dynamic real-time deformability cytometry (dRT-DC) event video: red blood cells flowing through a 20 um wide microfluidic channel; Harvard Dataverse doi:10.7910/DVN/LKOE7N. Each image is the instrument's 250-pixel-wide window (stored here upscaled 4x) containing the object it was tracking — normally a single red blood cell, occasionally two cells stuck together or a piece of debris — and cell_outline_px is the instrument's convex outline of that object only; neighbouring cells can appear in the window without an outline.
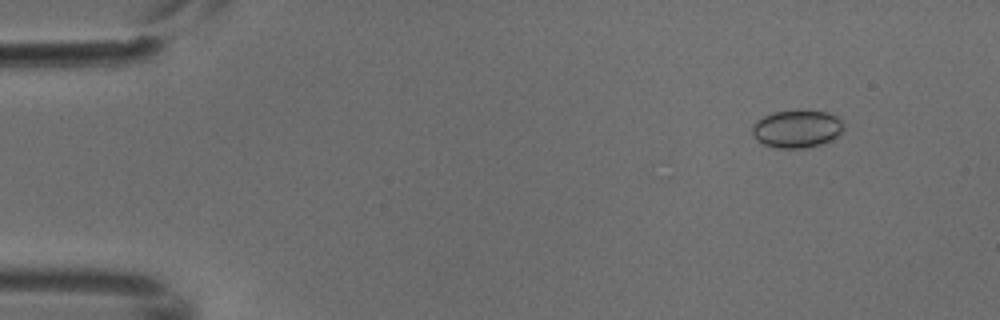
{"species": "common noctule bat (a hibernating species)", "species_latin": "Nyctalus noctula", "temperature_condition": "cold", "stored_images_in_passage": 6, "camera_frame_rate_fps": 3000, "um_per_image_px": 0.085, "animal": {"sex": "male", "body_mass_g": 18.8}, "frame": {"image": 1, "passage_image": 2, "time_ms": 0.333, "image_size_px": [1000, 320], "cell_outline_px": [[844, 128], [832, 140], [824, 144], [808, 148], [772, 148], [756, 140], [752, 132], [752, 124], [756, 120], [772, 112], [828, 112], [836, 116], [844, 124]], "centroid_in_image_um": [67.72, 10.99], "position_along_channel_um": 17.3, "area_um2": 20.0}}
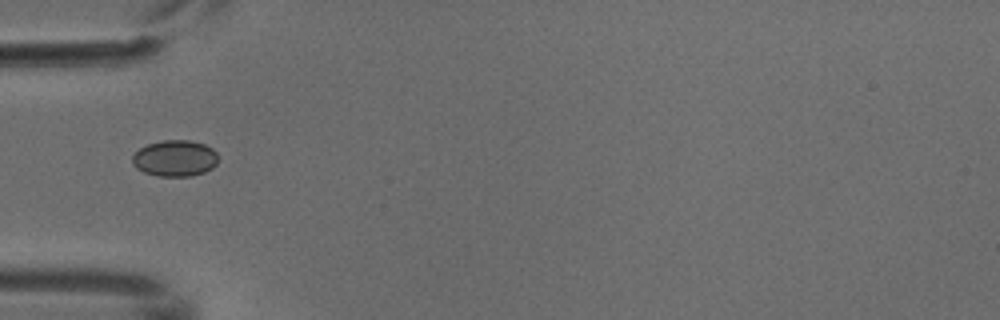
{"frame": {"image": 2, "passage_image": 5, "time_ms": 1.333, "image_size_px": [1000, 320], "cell_outline_px": [[216, 164], [212, 168], [204, 172], [192, 176], [156, 176], [144, 172], [136, 168], [132, 164], [132, 156], [140, 148], [148, 144], [164, 140], [188, 140], [204, 144], [212, 148], [216, 152]], "centroid_in_image_um": [14.85, 13.46], "position_along_channel_um": 70.2, "area_um2": 18.09}}
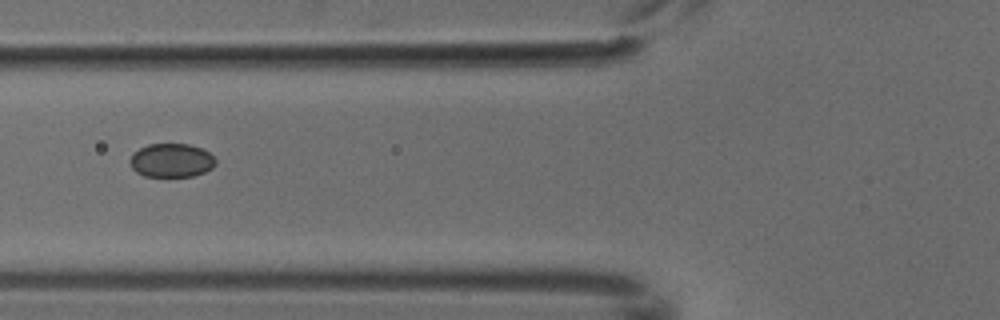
{"frame": {"image": 3, "passage_image": 6, "time_ms": 1.667, "image_size_px": [1000, 320], "cell_outline_px": [[216, 164], [212, 168], [204, 172], [192, 176], [144, 176], [136, 172], [132, 168], [128, 160], [132, 152], [148, 144], [188, 144], [200, 148], [208, 152], [216, 160]], "centroid_in_image_um": [14.53, 13.63], "position_along_channel_um": 111.3, "area_um2": 16.88}}